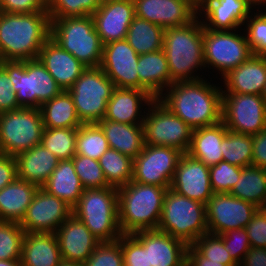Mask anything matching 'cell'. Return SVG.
<instances>
[{
  "mask_svg": "<svg viewBox=\"0 0 266 266\" xmlns=\"http://www.w3.org/2000/svg\"><path fill=\"white\" fill-rule=\"evenodd\" d=\"M51 20L50 37L86 67H99L103 44L91 15Z\"/></svg>",
  "mask_w": 266,
  "mask_h": 266,
  "instance_id": "obj_6",
  "label": "cell"
},
{
  "mask_svg": "<svg viewBox=\"0 0 266 266\" xmlns=\"http://www.w3.org/2000/svg\"><path fill=\"white\" fill-rule=\"evenodd\" d=\"M186 266H226L221 262L209 261L202 256L192 245H188L186 251Z\"/></svg>",
  "mask_w": 266,
  "mask_h": 266,
  "instance_id": "obj_56",
  "label": "cell"
},
{
  "mask_svg": "<svg viewBox=\"0 0 266 266\" xmlns=\"http://www.w3.org/2000/svg\"><path fill=\"white\" fill-rule=\"evenodd\" d=\"M262 96L264 97L265 101H266V84L264 86V90L262 92Z\"/></svg>",
  "mask_w": 266,
  "mask_h": 266,
  "instance_id": "obj_60",
  "label": "cell"
},
{
  "mask_svg": "<svg viewBox=\"0 0 266 266\" xmlns=\"http://www.w3.org/2000/svg\"><path fill=\"white\" fill-rule=\"evenodd\" d=\"M139 55L126 39L103 45L100 68L116 88L139 89Z\"/></svg>",
  "mask_w": 266,
  "mask_h": 266,
  "instance_id": "obj_17",
  "label": "cell"
},
{
  "mask_svg": "<svg viewBox=\"0 0 266 266\" xmlns=\"http://www.w3.org/2000/svg\"><path fill=\"white\" fill-rule=\"evenodd\" d=\"M252 135L227 130L221 143L223 160L239 167L252 165Z\"/></svg>",
  "mask_w": 266,
  "mask_h": 266,
  "instance_id": "obj_38",
  "label": "cell"
},
{
  "mask_svg": "<svg viewBox=\"0 0 266 266\" xmlns=\"http://www.w3.org/2000/svg\"><path fill=\"white\" fill-rule=\"evenodd\" d=\"M148 109L142 124L144 144L172 147L187 153L193 129L158 99L149 104Z\"/></svg>",
  "mask_w": 266,
  "mask_h": 266,
  "instance_id": "obj_11",
  "label": "cell"
},
{
  "mask_svg": "<svg viewBox=\"0 0 266 266\" xmlns=\"http://www.w3.org/2000/svg\"><path fill=\"white\" fill-rule=\"evenodd\" d=\"M154 100L144 90L115 88L108 101L104 119L125 124H143L145 114H141V107L149 106Z\"/></svg>",
  "mask_w": 266,
  "mask_h": 266,
  "instance_id": "obj_25",
  "label": "cell"
},
{
  "mask_svg": "<svg viewBox=\"0 0 266 266\" xmlns=\"http://www.w3.org/2000/svg\"><path fill=\"white\" fill-rule=\"evenodd\" d=\"M135 16L162 28L186 25L198 16V5L192 0H133Z\"/></svg>",
  "mask_w": 266,
  "mask_h": 266,
  "instance_id": "obj_18",
  "label": "cell"
},
{
  "mask_svg": "<svg viewBox=\"0 0 266 266\" xmlns=\"http://www.w3.org/2000/svg\"><path fill=\"white\" fill-rule=\"evenodd\" d=\"M258 209L229 193H214L206 204L208 233L221 235L229 230L245 228Z\"/></svg>",
  "mask_w": 266,
  "mask_h": 266,
  "instance_id": "obj_15",
  "label": "cell"
},
{
  "mask_svg": "<svg viewBox=\"0 0 266 266\" xmlns=\"http://www.w3.org/2000/svg\"><path fill=\"white\" fill-rule=\"evenodd\" d=\"M192 246L209 261L221 262L226 266H239L225 248L223 239L219 235L206 233L199 237Z\"/></svg>",
  "mask_w": 266,
  "mask_h": 266,
  "instance_id": "obj_44",
  "label": "cell"
},
{
  "mask_svg": "<svg viewBox=\"0 0 266 266\" xmlns=\"http://www.w3.org/2000/svg\"><path fill=\"white\" fill-rule=\"evenodd\" d=\"M100 4L105 3V2H109V1H115V0H98Z\"/></svg>",
  "mask_w": 266,
  "mask_h": 266,
  "instance_id": "obj_61",
  "label": "cell"
},
{
  "mask_svg": "<svg viewBox=\"0 0 266 266\" xmlns=\"http://www.w3.org/2000/svg\"><path fill=\"white\" fill-rule=\"evenodd\" d=\"M42 188L49 194L62 199L71 208L77 204L85 190L75 172L72 159L60 160Z\"/></svg>",
  "mask_w": 266,
  "mask_h": 266,
  "instance_id": "obj_33",
  "label": "cell"
},
{
  "mask_svg": "<svg viewBox=\"0 0 266 266\" xmlns=\"http://www.w3.org/2000/svg\"><path fill=\"white\" fill-rule=\"evenodd\" d=\"M132 235L147 249L148 266H186L188 245L159 229L140 230Z\"/></svg>",
  "mask_w": 266,
  "mask_h": 266,
  "instance_id": "obj_21",
  "label": "cell"
},
{
  "mask_svg": "<svg viewBox=\"0 0 266 266\" xmlns=\"http://www.w3.org/2000/svg\"><path fill=\"white\" fill-rule=\"evenodd\" d=\"M222 122L233 132L254 135L266 128L262 95L222 93Z\"/></svg>",
  "mask_w": 266,
  "mask_h": 266,
  "instance_id": "obj_13",
  "label": "cell"
},
{
  "mask_svg": "<svg viewBox=\"0 0 266 266\" xmlns=\"http://www.w3.org/2000/svg\"><path fill=\"white\" fill-rule=\"evenodd\" d=\"M106 182L109 186L120 188L133 178V159L109 148L99 159Z\"/></svg>",
  "mask_w": 266,
  "mask_h": 266,
  "instance_id": "obj_37",
  "label": "cell"
},
{
  "mask_svg": "<svg viewBox=\"0 0 266 266\" xmlns=\"http://www.w3.org/2000/svg\"><path fill=\"white\" fill-rule=\"evenodd\" d=\"M61 257L67 261L84 263L100 241L85 224L71 214L55 232Z\"/></svg>",
  "mask_w": 266,
  "mask_h": 266,
  "instance_id": "obj_23",
  "label": "cell"
},
{
  "mask_svg": "<svg viewBox=\"0 0 266 266\" xmlns=\"http://www.w3.org/2000/svg\"><path fill=\"white\" fill-rule=\"evenodd\" d=\"M118 192L115 187L85 189L72 208V214L81 220L100 242L118 240L119 226Z\"/></svg>",
  "mask_w": 266,
  "mask_h": 266,
  "instance_id": "obj_5",
  "label": "cell"
},
{
  "mask_svg": "<svg viewBox=\"0 0 266 266\" xmlns=\"http://www.w3.org/2000/svg\"><path fill=\"white\" fill-rule=\"evenodd\" d=\"M137 73L139 90L149 92L155 99L174 82L170 77L167 58L163 49L139 55Z\"/></svg>",
  "mask_w": 266,
  "mask_h": 266,
  "instance_id": "obj_28",
  "label": "cell"
},
{
  "mask_svg": "<svg viewBox=\"0 0 266 266\" xmlns=\"http://www.w3.org/2000/svg\"><path fill=\"white\" fill-rule=\"evenodd\" d=\"M221 89L203 79L178 81L157 99L195 130L222 121Z\"/></svg>",
  "mask_w": 266,
  "mask_h": 266,
  "instance_id": "obj_1",
  "label": "cell"
},
{
  "mask_svg": "<svg viewBox=\"0 0 266 266\" xmlns=\"http://www.w3.org/2000/svg\"><path fill=\"white\" fill-rule=\"evenodd\" d=\"M170 189L206 205L214 194L209 167L188 153H183L177 164Z\"/></svg>",
  "mask_w": 266,
  "mask_h": 266,
  "instance_id": "obj_19",
  "label": "cell"
},
{
  "mask_svg": "<svg viewBox=\"0 0 266 266\" xmlns=\"http://www.w3.org/2000/svg\"><path fill=\"white\" fill-rule=\"evenodd\" d=\"M114 83L100 67H87L67 91L82 124L98 123L104 119Z\"/></svg>",
  "mask_w": 266,
  "mask_h": 266,
  "instance_id": "obj_9",
  "label": "cell"
},
{
  "mask_svg": "<svg viewBox=\"0 0 266 266\" xmlns=\"http://www.w3.org/2000/svg\"><path fill=\"white\" fill-rule=\"evenodd\" d=\"M38 59L62 90L70 89L87 68L51 37L40 50Z\"/></svg>",
  "mask_w": 266,
  "mask_h": 266,
  "instance_id": "obj_24",
  "label": "cell"
},
{
  "mask_svg": "<svg viewBox=\"0 0 266 266\" xmlns=\"http://www.w3.org/2000/svg\"><path fill=\"white\" fill-rule=\"evenodd\" d=\"M0 266H22L21 259L0 260Z\"/></svg>",
  "mask_w": 266,
  "mask_h": 266,
  "instance_id": "obj_57",
  "label": "cell"
},
{
  "mask_svg": "<svg viewBox=\"0 0 266 266\" xmlns=\"http://www.w3.org/2000/svg\"><path fill=\"white\" fill-rule=\"evenodd\" d=\"M264 11L259 10L260 13L249 15L245 22V35L253 55H266V10Z\"/></svg>",
  "mask_w": 266,
  "mask_h": 266,
  "instance_id": "obj_46",
  "label": "cell"
},
{
  "mask_svg": "<svg viewBox=\"0 0 266 266\" xmlns=\"http://www.w3.org/2000/svg\"><path fill=\"white\" fill-rule=\"evenodd\" d=\"M247 1L253 6V8H256L257 5H258V7H259V5L261 6L262 3H263V5L264 4L266 5V0H247Z\"/></svg>",
  "mask_w": 266,
  "mask_h": 266,
  "instance_id": "obj_59",
  "label": "cell"
},
{
  "mask_svg": "<svg viewBox=\"0 0 266 266\" xmlns=\"http://www.w3.org/2000/svg\"><path fill=\"white\" fill-rule=\"evenodd\" d=\"M24 236L19 223L0 221V260L21 259Z\"/></svg>",
  "mask_w": 266,
  "mask_h": 266,
  "instance_id": "obj_41",
  "label": "cell"
},
{
  "mask_svg": "<svg viewBox=\"0 0 266 266\" xmlns=\"http://www.w3.org/2000/svg\"><path fill=\"white\" fill-rule=\"evenodd\" d=\"M197 16L192 22L164 31L163 50L174 82L203 79L193 75L204 69L203 24Z\"/></svg>",
  "mask_w": 266,
  "mask_h": 266,
  "instance_id": "obj_4",
  "label": "cell"
},
{
  "mask_svg": "<svg viewBox=\"0 0 266 266\" xmlns=\"http://www.w3.org/2000/svg\"><path fill=\"white\" fill-rule=\"evenodd\" d=\"M224 242L231 258L239 265L244 255L251 248L249 236L245 228L229 230L219 235Z\"/></svg>",
  "mask_w": 266,
  "mask_h": 266,
  "instance_id": "obj_48",
  "label": "cell"
},
{
  "mask_svg": "<svg viewBox=\"0 0 266 266\" xmlns=\"http://www.w3.org/2000/svg\"><path fill=\"white\" fill-rule=\"evenodd\" d=\"M242 167L222 160L209 167L211 188L214 193H230L239 180Z\"/></svg>",
  "mask_w": 266,
  "mask_h": 266,
  "instance_id": "obj_45",
  "label": "cell"
},
{
  "mask_svg": "<svg viewBox=\"0 0 266 266\" xmlns=\"http://www.w3.org/2000/svg\"><path fill=\"white\" fill-rule=\"evenodd\" d=\"M83 265L124 266L121 243L118 240L112 242H100Z\"/></svg>",
  "mask_w": 266,
  "mask_h": 266,
  "instance_id": "obj_47",
  "label": "cell"
},
{
  "mask_svg": "<svg viewBox=\"0 0 266 266\" xmlns=\"http://www.w3.org/2000/svg\"><path fill=\"white\" fill-rule=\"evenodd\" d=\"M50 35L51 20L47 11L0 12V61L38 59Z\"/></svg>",
  "mask_w": 266,
  "mask_h": 266,
  "instance_id": "obj_2",
  "label": "cell"
},
{
  "mask_svg": "<svg viewBox=\"0 0 266 266\" xmlns=\"http://www.w3.org/2000/svg\"><path fill=\"white\" fill-rule=\"evenodd\" d=\"M227 128L220 123L193 130L188 154L210 167L223 160L221 143L226 135Z\"/></svg>",
  "mask_w": 266,
  "mask_h": 266,
  "instance_id": "obj_32",
  "label": "cell"
},
{
  "mask_svg": "<svg viewBox=\"0 0 266 266\" xmlns=\"http://www.w3.org/2000/svg\"><path fill=\"white\" fill-rule=\"evenodd\" d=\"M229 194L252 203L259 209H265L266 169L252 165L243 167L239 180Z\"/></svg>",
  "mask_w": 266,
  "mask_h": 266,
  "instance_id": "obj_35",
  "label": "cell"
},
{
  "mask_svg": "<svg viewBox=\"0 0 266 266\" xmlns=\"http://www.w3.org/2000/svg\"><path fill=\"white\" fill-rule=\"evenodd\" d=\"M62 260L55 233H25L22 266H57Z\"/></svg>",
  "mask_w": 266,
  "mask_h": 266,
  "instance_id": "obj_29",
  "label": "cell"
},
{
  "mask_svg": "<svg viewBox=\"0 0 266 266\" xmlns=\"http://www.w3.org/2000/svg\"><path fill=\"white\" fill-rule=\"evenodd\" d=\"M108 141L109 147L135 159L144 148L142 124H125L103 119L97 123Z\"/></svg>",
  "mask_w": 266,
  "mask_h": 266,
  "instance_id": "obj_30",
  "label": "cell"
},
{
  "mask_svg": "<svg viewBox=\"0 0 266 266\" xmlns=\"http://www.w3.org/2000/svg\"><path fill=\"white\" fill-rule=\"evenodd\" d=\"M109 148L104 132L97 123L82 124L78 128L76 155L98 160Z\"/></svg>",
  "mask_w": 266,
  "mask_h": 266,
  "instance_id": "obj_40",
  "label": "cell"
},
{
  "mask_svg": "<svg viewBox=\"0 0 266 266\" xmlns=\"http://www.w3.org/2000/svg\"><path fill=\"white\" fill-rule=\"evenodd\" d=\"M252 7L247 0H203L198 5V16H205L206 22H201L207 29L232 31L245 24Z\"/></svg>",
  "mask_w": 266,
  "mask_h": 266,
  "instance_id": "obj_22",
  "label": "cell"
},
{
  "mask_svg": "<svg viewBox=\"0 0 266 266\" xmlns=\"http://www.w3.org/2000/svg\"><path fill=\"white\" fill-rule=\"evenodd\" d=\"M187 245L208 233L206 205L168 189L164 196L158 228Z\"/></svg>",
  "mask_w": 266,
  "mask_h": 266,
  "instance_id": "obj_7",
  "label": "cell"
},
{
  "mask_svg": "<svg viewBox=\"0 0 266 266\" xmlns=\"http://www.w3.org/2000/svg\"><path fill=\"white\" fill-rule=\"evenodd\" d=\"M17 178L42 188L59 164L58 159L42 144L18 153Z\"/></svg>",
  "mask_w": 266,
  "mask_h": 266,
  "instance_id": "obj_27",
  "label": "cell"
},
{
  "mask_svg": "<svg viewBox=\"0 0 266 266\" xmlns=\"http://www.w3.org/2000/svg\"><path fill=\"white\" fill-rule=\"evenodd\" d=\"M44 123L38 108L21 107L0 114V154L16 156L41 144Z\"/></svg>",
  "mask_w": 266,
  "mask_h": 266,
  "instance_id": "obj_10",
  "label": "cell"
},
{
  "mask_svg": "<svg viewBox=\"0 0 266 266\" xmlns=\"http://www.w3.org/2000/svg\"><path fill=\"white\" fill-rule=\"evenodd\" d=\"M39 187L16 178L0 190V221L20 223Z\"/></svg>",
  "mask_w": 266,
  "mask_h": 266,
  "instance_id": "obj_31",
  "label": "cell"
},
{
  "mask_svg": "<svg viewBox=\"0 0 266 266\" xmlns=\"http://www.w3.org/2000/svg\"><path fill=\"white\" fill-rule=\"evenodd\" d=\"M99 6L98 0H46L50 19L92 15Z\"/></svg>",
  "mask_w": 266,
  "mask_h": 266,
  "instance_id": "obj_42",
  "label": "cell"
},
{
  "mask_svg": "<svg viewBox=\"0 0 266 266\" xmlns=\"http://www.w3.org/2000/svg\"><path fill=\"white\" fill-rule=\"evenodd\" d=\"M39 110L44 128H79L82 125L68 91L63 90L51 100L44 102Z\"/></svg>",
  "mask_w": 266,
  "mask_h": 266,
  "instance_id": "obj_34",
  "label": "cell"
},
{
  "mask_svg": "<svg viewBox=\"0 0 266 266\" xmlns=\"http://www.w3.org/2000/svg\"><path fill=\"white\" fill-rule=\"evenodd\" d=\"M8 72L19 107L40 108L63 90L39 59L0 61Z\"/></svg>",
  "mask_w": 266,
  "mask_h": 266,
  "instance_id": "obj_8",
  "label": "cell"
},
{
  "mask_svg": "<svg viewBox=\"0 0 266 266\" xmlns=\"http://www.w3.org/2000/svg\"><path fill=\"white\" fill-rule=\"evenodd\" d=\"M251 247L266 248V208L258 209L245 227Z\"/></svg>",
  "mask_w": 266,
  "mask_h": 266,
  "instance_id": "obj_50",
  "label": "cell"
},
{
  "mask_svg": "<svg viewBox=\"0 0 266 266\" xmlns=\"http://www.w3.org/2000/svg\"><path fill=\"white\" fill-rule=\"evenodd\" d=\"M168 189L134 181L118 188L119 226L122 234L157 229Z\"/></svg>",
  "mask_w": 266,
  "mask_h": 266,
  "instance_id": "obj_3",
  "label": "cell"
},
{
  "mask_svg": "<svg viewBox=\"0 0 266 266\" xmlns=\"http://www.w3.org/2000/svg\"><path fill=\"white\" fill-rule=\"evenodd\" d=\"M164 31L160 25L135 16L126 40L138 55L146 54L163 49Z\"/></svg>",
  "mask_w": 266,
  "mask_h": 266,
  "instance_id": "obj_36",
  "label": "cell"
},
{
  "mask_svg": "<svg viewBox=\"0 0 266 266\" xmlns=\"http://www.w3.org/2000/svg\"><path fill=\"white\" fill-rule=\"evenodd\" d=\"M118 241L121 243L124 266H148L147 249L132 234H122Z\"/></svg>",
  "mask_w": 266,
  "mask_h": 266,
  "instance_id": "obj_49",
  "label": "cell"
},
{
  "mask_svg": "<svg viewBox=\"0 0 266 266\" xmlns=\"http://www.w3.org/2000/svg\"><path fill=\"white\" fill-rule=\"evenodd\" d=\"M78 128H45L41 144L60 160H71L76 155Z\"/></svg>",
  "mask_w": 266,
  "mask_h": 266,
  "instance_id": "obj_39",
  "label": "cell"
},
{
  "mask_svg": "<svg viewBox=\"0 0 266 266\" xmlns=\"http://www.w3.org/2000/svg\"><path fill=\"white\" fill-rule=\"evenodd\" d=\"M195 4L199 5L203 0H192Z\"/></svg>",
  "mask_w": 266,
  "mask_h": 266,
  "instance_id": "obj_62",
  "label": "cell"
},
{
  "mask_svg": "<svg viewBox=\"0 0 266 266\" xmlns=\"http://www.w3.org/2000/svg\"><path fill=\"white\" fill-rule=\"evenodd\" d=\"M252 137V166L266 169V128Z\"/></svg>",
  "mask_w": 266,
  "mask_h": 266,
  "instance_id": "obj_54",
  "label": "cell"
},
{
  "mask_svg": "<svg viewBox=\"0 0 266 266\" xmlns=\"http://www.w3.org/2000/svg\"><path fill=\"white\" fill-rule=\"evenodd\" d=\"M222 93L262 95L266 84V55H252L223 76Z\"/></svg>",
  "mask_w": 266,
  "mask_h": 266,
  "instance_id": "obj_26",
  "label": "cell"
},
{
  "mask_svg": "<svg viewBox=\"0 0 266 266\" xmlns=\"http://www.w3.org/2000/svg\"><path fill=\"white\" fill-rule=\"evenodd\" d=\"M239 266H266V248L251 247Z\"/></svg>",
  "mask_w": 266,
  "mask_h": 266,
  "instance_id": "obj_55",
  "label": "cell"
},
{
  "mask_svg": "<svg viewBox=\"0 0 266 266\" xmlns=\"http://www.w3.org/2000/svg\"><path fill=\"white\" fill-rule=\"evenodd\" d=\"M46 10V0H0V12L33 13Z\"/></svg>",
  "mask_w": 266,
  "mask_h": 266,
  "instance_id": "obj_52",
  "label": "cell"
},
{
  "mask_svg": "<svg viewBox=\"0 0 266 266\" xmlns=\"http://www.w3.org/2000/svg\"><path fill=\"white\" fill-rule=\"evenodd\" d=\"M19 108L13 83L8 72L0 65V114Z\"/></svg>",
  "mask_w": 266,
  "mask_h": 266,
  "instance_id": "obj_51",
  "label": "cell"
},
{
  "mask_svg": "<svg viewBox=\"0 0 266 266\" xmlns=\"http://www.w3.org/2000/svg\"><path fill=\"white\" fill-rule=\"evenodd\" d=\"M74 169L84 189H99L109 187L104 172L98 160L82 155H75L73 158Z\"/></svg>",
  "mask_w": 266,
  "mask_h": 266,
  "instance_id": "obj_43",
  "label": "cell"
},
{
  "mask_svg": "<svg viewBox=\"0 0 266 266\" xmlns=\"http://www.w3.org/2000/svg\"><path fill=\"white\" fill-rule=\"evenodd\" d=\"M182 154L172 147L144 145L142 152L133 160L132 181L170 188Z\"/></svg>",
  "mask_w": 266,
  "mask_h": 266,
  "instance_id": "obj_14",
  "label": "cell"
},
{
  "mask_svg": "<svg viewBox=\"0 0 266 266\" xmlns=\"http://www.w3.org/2000/svg\"><path fill=\"white\" fill-rule=\"evenodd\" d=\"M17 178L15 156L0 154V190Z\"/></svg>",
  "mask_w": 266,
  "mask_h": 266,
  "instance_id": "obj_53",
  "label": "cell"
},
{
  "mask_svg": "<svg viewBox=\"0 0 266 266\" xmlns=\"http://www.w3.org/2000/svg\"><path fill=\"white\" fill-rule=\"evenodd\" d=\"M91 16L103 45L124 40L135 17L134 1L115 0L102 3Z\"/></svg>",
  "mask_w": 266,
  "mask_h": 266,
  "instance_id": "obj_20",
  "label": "cell"
},
{
  "mask_svg": "<svg viewBox=\"0 0 266 266\" xmlns=\"http://www.w3.org/2000/svg\"><path fill=\"white\" fill-rule=\"evenodd\" d=\"M235 31L203 27L204 65L220 71L221 77L253 55L246 35L237 34Z\"/></svg>",
  "mask_w": 266,
  "mask_h": 266,
  "instance_id": "obj_12",
  "label": "cell"
},
{
  "mask_svg": "<svg viewBox=\"0 0 266 266\" xmlns=\"http://www.w3.org/2000/svg\"><path fill=\"white\" fill-rule=\"evenodd\" d=\"M71 214L67 203L39 188L19 224L25 233H55Z\"/></svg>",
  "mask_w": 266,
  "mask_h": 266,
  "instance_id": "obj_16",
  "label": "cell"
},
{
  "mask_svg": "<svg viewBox=\"0 0 266 266\" xmlns=\"http://www.w3.org/2000/svg\"><path fill=\"white\" fill-rule=\"evenodd\" d=\"M57 266H84L83 263L77 261H67L62 259Z\"/></svg>",
  "mask_w": 266,
  "mask_h": 266,
  "instance_id": "obj_58",
  "label": "cell"
}]
</instances>
